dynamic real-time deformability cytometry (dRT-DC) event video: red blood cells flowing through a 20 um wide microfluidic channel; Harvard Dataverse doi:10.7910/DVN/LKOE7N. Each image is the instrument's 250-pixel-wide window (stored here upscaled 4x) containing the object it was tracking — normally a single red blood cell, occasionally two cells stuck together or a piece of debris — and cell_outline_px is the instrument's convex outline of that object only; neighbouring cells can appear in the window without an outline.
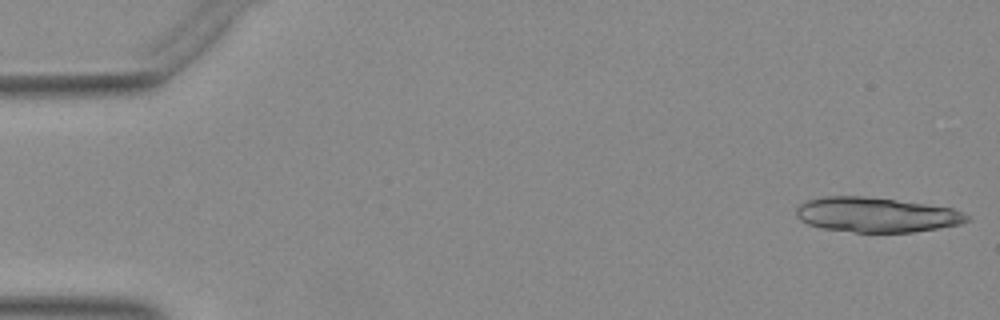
{"species": "Egyptian fruit bat (a non-hibernating species)", "species_latin": "Rousettus aegyptiacus", "temperature_condition": "warm", "stored_images_in_passage": 17, "camera_frame_rate_fps": 3000, "um_per_image_px": 0.085, "animal": {"sex": "female"}, "frame": {"image": 1, "passage_image": 1, "time_ms": 0.0, "image_size_px": [1000, 320], "cell_outline_px": [[968, 220], [960, 224], [940, 228], [912, 232], [856, 232], [824, 228], [808, 224], [800, 220], [796, 216], [796, 208], [800, 204], [808, 200], [824, 196], [864, 196], [896, 200], [952, 208], [964, 212], [968, 216]], "centroid_in_image_um": [74.47, 18.25], "position_along_channel_um": 10.5, "area_um2": 34.45}}
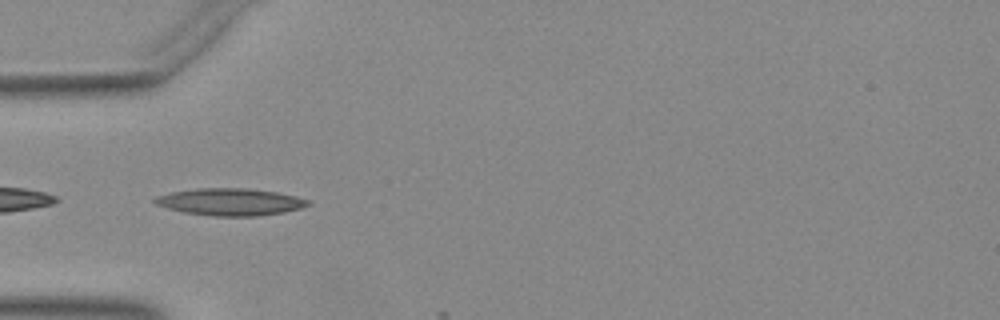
{"frame": {"image": 2, "passage_image": 16, "time_ms": 5.0, "image_size_px": [1000, 320], "cell_outline_px": [[312, 204], [300, 208], [284, 212], [256, 216], [212, 216], [184, 212], [168, 208], [156, 204], [152, 200], [156, 196], [172, 192], [196, 188], [244, 188], [276, 192], [308, 200]], "centroid_in_image_um": [19.54, 17.16], "position_along_channel_um": 65.5, "area_um2": 23.99}}